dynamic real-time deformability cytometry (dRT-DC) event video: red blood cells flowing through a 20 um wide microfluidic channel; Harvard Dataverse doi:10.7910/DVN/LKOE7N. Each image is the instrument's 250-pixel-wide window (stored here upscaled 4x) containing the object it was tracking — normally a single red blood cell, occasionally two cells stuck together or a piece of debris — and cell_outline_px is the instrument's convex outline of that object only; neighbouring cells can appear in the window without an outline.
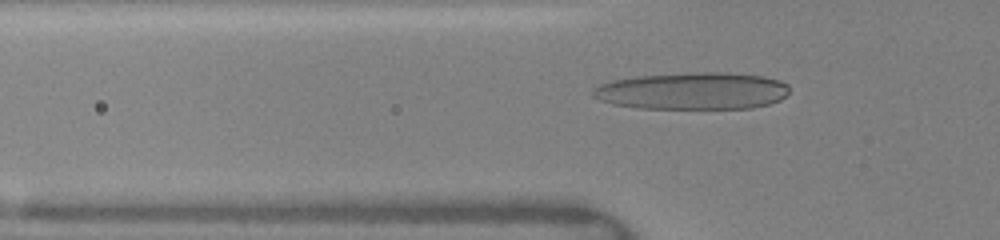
{"species": "human", "species_latin": "Homo sapiens", "temperature_condition": "warm", "stored_images_in_passage": 28, "camera_frame_rate_fps": 3000, "um_per_image_px": 0.085, "donor": {"sex": "female"}, "frame": {"image": 1, "passage_image": 20, "time_ms": 5.333, "image_size_px": [1000, 240], "cell_outline_px": [[788, 92], [780, 100], [768, 104], [752, 108], [640, 108], [612, 104], [600, 100], [592, 96], [592, 88], [600, 84], [612, 80], [640, 76], [692, 72], [728, 72], [764, 76], [780, 80], [788, 84]], "centroid_in_image_um": [58.87, 7.72], "position_along_channel_um": 66.9, "area_um2": 42.6}}
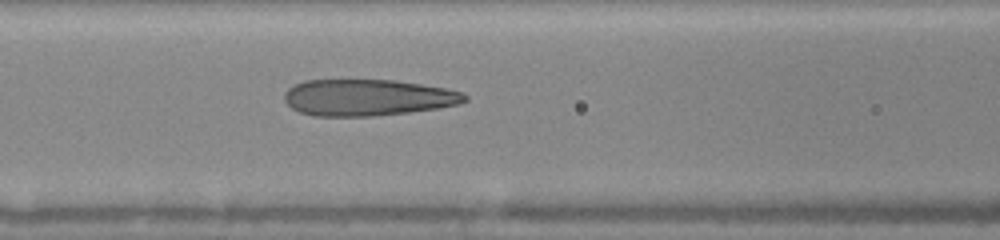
{"frame": {"image": 2, "passage_image": 27, "time_ms": 7.0, "image_size_px": [1000, 240], "cell_outline_px": [[468, 100], [460, 104], [440, 108], [408, 112], [372, 116], [316, 116], [300, 112], [292, 108], [284, 100], [284, 92], [292, 84], [304, 80], [396, 80], [444, 88], [464, 92], [468, 96]], "centroid_in_image_um": [31.25, 8.28], "position_along_channel_um": 135.3, "area_um2": 38.55}}